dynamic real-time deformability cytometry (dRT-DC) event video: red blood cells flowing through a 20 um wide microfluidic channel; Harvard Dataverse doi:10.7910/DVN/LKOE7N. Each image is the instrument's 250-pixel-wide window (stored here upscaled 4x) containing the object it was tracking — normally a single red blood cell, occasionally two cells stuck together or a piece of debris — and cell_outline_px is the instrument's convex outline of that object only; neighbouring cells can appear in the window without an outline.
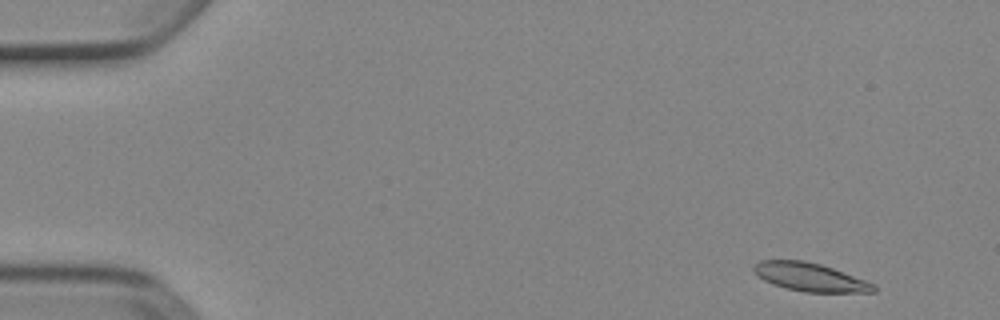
{"species": "Egyptian fruit bat (a non-hibernating species)", "species_latin": "Rousettus aegyptiacus", "temperature_condition": "cold", "stored_images_in_passage": 6, "camera_frame_rate_fps": 3000, "um_per_image_px": 0.085, "animal": {"sex": "female"}, "frame": {"image": 1, "passage_image": 1, "time_ms": 0.0, "image_size_px": [1000, 320], "cell_outline_px": [[876, 292], [804, 292], [784, 288], [772, 284], [764, 280], [752, 268], [752, 264], [760, 260], [804, 260], [820, 264], [832, 268], [876, 284]], "centroid_in_image_um": [68.84, 23.55], "position_along_channel_um": 16.2, "area_um2": 19.77}}
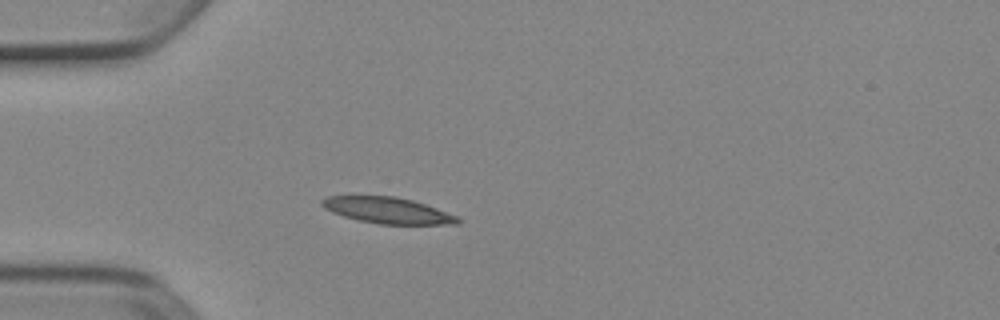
{"frame": {"image": 2, "passage_image": 4, "time_ms": 1.0, "image_size_px": [1000, 320], "cell_outline_px": [[460, 224], [380, 224], [356, 220], [332, 212], [324, 208], [320, 204], [320, 200], [324, 196], [396, 196], [412, 200], [436, 208], [456, 216], [460, 220]], "centroid_in_image_um": [32.89, 17.88], "position_along_channel_um": 52.1, "area_um2": 20.63}}
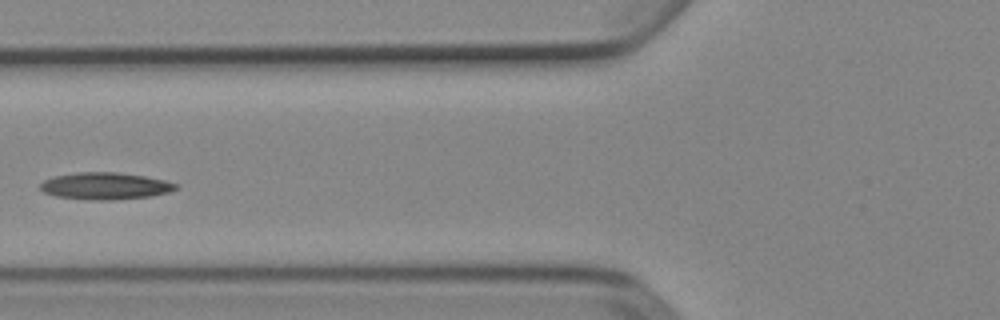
{"frame": {"image": 3, "passage_image": 6, "time_ms": 1.667, "image_size_px": [1000, 320], "cell_outline_px": [[180, 184], [172, 192], [152, 196], [112, 200], [92, 200], [56, 196], [44, 192], [40, 188], [40, 184], [44, 180], [56, 176], [76, 172], [116, 172], [144, 176], [164, 180]], "centroid_in_image_um": [8.98, 15.81], "position_along_channel_um": 116.8, "area_um2": 21.33}}